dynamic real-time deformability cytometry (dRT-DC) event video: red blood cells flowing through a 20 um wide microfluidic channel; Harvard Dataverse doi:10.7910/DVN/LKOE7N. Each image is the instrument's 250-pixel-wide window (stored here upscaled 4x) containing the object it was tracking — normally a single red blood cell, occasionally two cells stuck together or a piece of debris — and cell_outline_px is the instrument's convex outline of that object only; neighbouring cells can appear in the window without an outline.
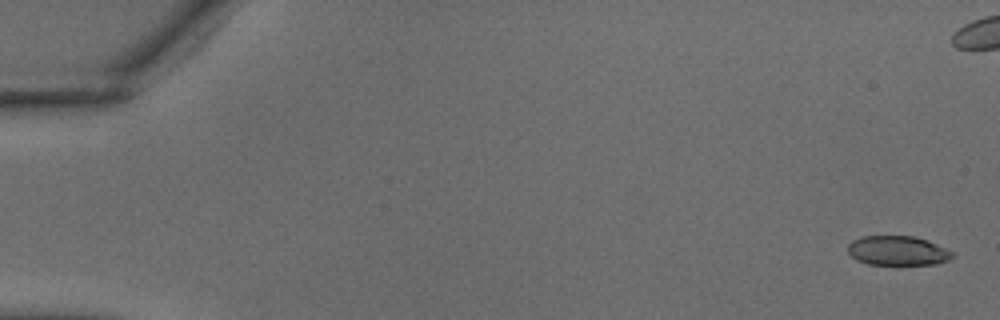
{"species": "common noctule bat (a hibernating species)", "species_latin": "Nyctalus noctula", "temperature_condition": "warm", "stored_images_in_passage": 33, "camera_frame_rate_fps": 3000, "um_per_image_px": 0.085, "animal": {"sex": "male", "body_mass_g": 18.8}, "frame": {"image": 1, "passage_image": 1, "time_ms": 0.0, "image_size_px": [1000, 320], "cell_outline_px": [[956, 256], [948, 260], [936, 264], [868, 264], [856, 260], [848, 252], [848, 244], [852, 240], [864, 236], [912, 236], [928, 240], [956, 252]], "centroid_in_image_um": [76.35, 21.3], "position_along_channel_um": 8.7, "area_um2": 18.09}}
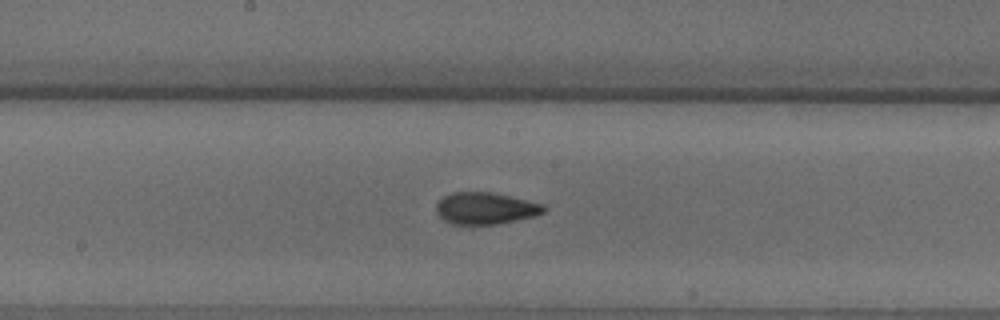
{"frame": {"image": 2, "passage_image": 20, "time_ms": 6.333, "image_size_px": [1000, 320], "cell_outline_px": [[548, 208], [544, 212], [536, 216], [500, 224], [452, 224], [444, 220], [436, 212], [436, 204], [444, 196], [452, 192], [492, 192], [544, 204]], "centroid_in_image_um": [41.29, 17.71], "position_along_channel_um": 206.9, "area_um2": 20.06}}
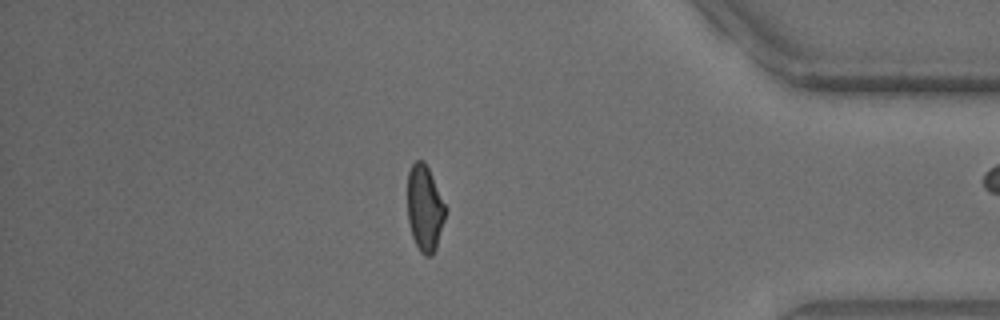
{"frame": {"image": 3, "passage_image": 32, "time_ms": 10.333, "image_size_px": [1000, 320], "cell_outline_px": [[448, 208], [436, 248], [432, 256], [424, 256], [420, 252], [412, 236], [408, 220], [408, 172], [412, 164], [416, 160], [424, 160]], "centroid_in_image_um": [36.12, 17.7], "position_along_channel_um": 399.1, "area_um2": 19.19}}